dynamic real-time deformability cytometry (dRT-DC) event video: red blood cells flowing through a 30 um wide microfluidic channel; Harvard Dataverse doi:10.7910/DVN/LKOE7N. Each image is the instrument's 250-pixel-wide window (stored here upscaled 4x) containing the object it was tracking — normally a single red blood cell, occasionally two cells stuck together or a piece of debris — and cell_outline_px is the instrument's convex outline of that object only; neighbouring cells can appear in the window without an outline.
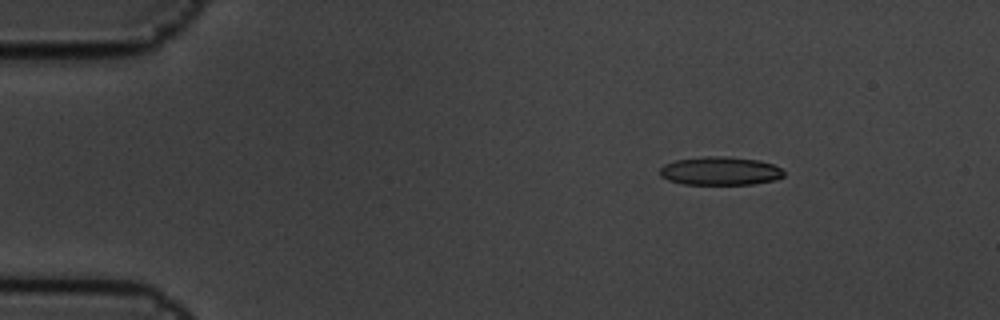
{"species": "common noctule bat (a hibernating species)", "species_latin": "Nyctalus noctula", "temperature_condition": "cold", "stored_images_in_passage": 5, "camera_frame_rate_fps": 3000, "um_per_image_px": 0.085, "animal": {"sex": "male", "body_mass_g": 19.5, "forearm_length_mm": 54.6}, "frame": {"image": 1, "passage_image": 3, "time_ms": 0.667, "image_size_px": [1000, 320], "cell_outline_px": [[784, 176], [776, 180], [752, 184], [684, 184], [668, 180], [660, 176], [660, 168], [664, 164], [676, 160], [704, 156], [728, 156], [760, 160], [772, 164], [780, 168], [784, 172]], "centroid_in_image_um": [61.22, 14.52], "position_along_channel_um": 23.8, "area_um2": 20.63}}
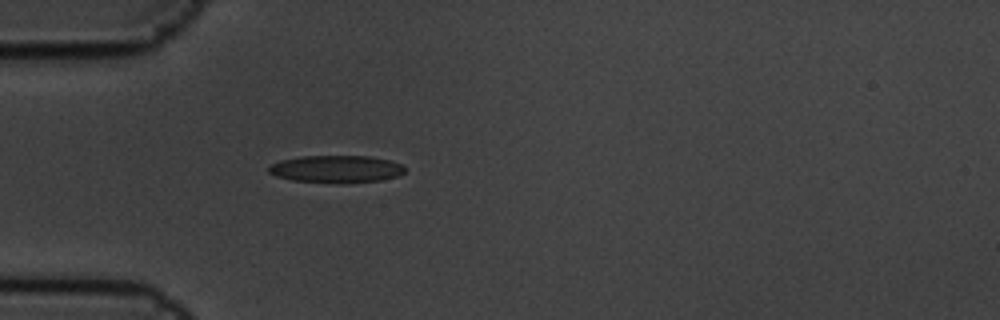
{"frame": {"image": 2, "passage_image": 5, "time_ms": 1.333, "image_size_px": [1000, 320], "cell_outline_px": [[404, 172], [396, 176], [380, 180], [344, 184], [336, 184], [292, 180], [276, 176], [268, 172], [268, 168], [272, 164], [280, 160], [300, 156], [368, 156], [388, 160], [400, 164], [404, 168]], "centroid_in_image_um": [28.54, 14.38], "position_along_channel_um": 56.5, "area_um2": 21.79}}